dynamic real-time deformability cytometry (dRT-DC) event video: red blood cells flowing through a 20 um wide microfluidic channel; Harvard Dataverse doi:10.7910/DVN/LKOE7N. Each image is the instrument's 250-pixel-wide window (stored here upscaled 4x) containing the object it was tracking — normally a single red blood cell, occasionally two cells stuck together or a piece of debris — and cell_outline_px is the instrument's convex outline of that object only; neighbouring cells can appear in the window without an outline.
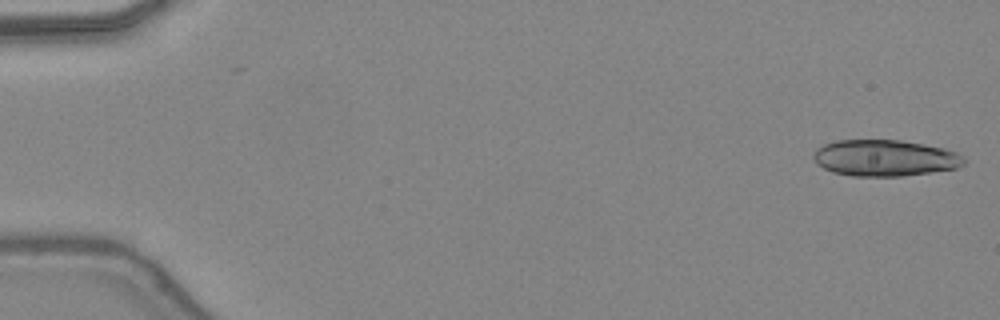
{"species": "common noctule bat (a hibernating species)", "species_latin": "Nyctalus noctula", "temperature_condition": "warm", "stored_images_in_passage": 22, "camera_frame_rate_fps": 3000, "um_per_image_px": 0.085, "animal": {"sex": "female", "body_mass_g": 24.6, "forearm_length_mm": 56.2}, "frame": {"image": 1, "passage_image": 1, "time_ms": 0.0, "image_size_px": [1000, 320], "cell_outline_px": [[964, 164], [956, 168], [932, 172], [904, 176], [852, 176], [832, 172], [816, 164], [812, 156], [816, 148], [824, 144], [836, 140], [900, 140], [924, 144], [944, 148], [956, 152], [964, 156]], "centroid_in_image_um": [75.19, 13.43], "position_along_channel_um": 9.8, "area_um2": 32.08}}
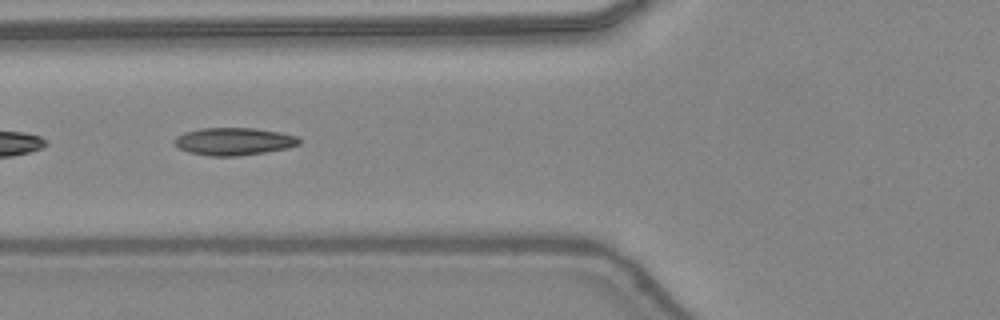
{"frame": {"image": 2, "passage_image": 19, "time_ms": 6.0, "image_size_px": [1000, 320], "cell_outline_px": [[300, 144], [288, 148], [264, 152], [236, 156], [208, 156], [188, 152], [180, 148], [172, 140], [176, 136], [184, 132], [200, 128], [256, 128], [280, 132], [300, 136]], "centroid_in_image_um": [19.89, 12.01], "position_along_channel_um": 105.9, "area_um2": 20.17}}